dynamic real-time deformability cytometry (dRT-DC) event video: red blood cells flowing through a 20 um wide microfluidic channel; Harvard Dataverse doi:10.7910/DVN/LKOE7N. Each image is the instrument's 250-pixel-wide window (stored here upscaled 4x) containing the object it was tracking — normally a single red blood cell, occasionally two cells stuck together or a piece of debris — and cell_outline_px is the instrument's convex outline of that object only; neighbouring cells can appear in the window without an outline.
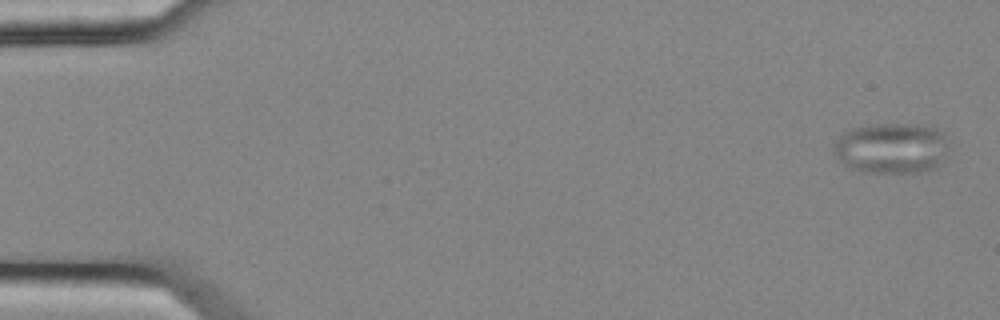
{"species": "common noctule bat (a hibernating species)", "species_latin": "Nyctalus noctula", "temperature_condition": "cold", "stored_images_in_passage": 5, "camera_frame_rate_fps": 3000, "um_per_image_px": 0.085, "animal": {"sex": "female", "body_mass_g": 25.1}, "frame": {"image": 1, "passage_image": 1, "time_ms": 0.0, "image_size_px": [1000, 320], "cell_outline_px": [[948, 148], [936, 168], [920, 172], [864, 172], [852, 168], [844, 164], [832, 152], [832, 144], [844, 132], [852, 128], [872, 124], [932, 124], [944, 132]], "centroid_in_image_um": [75.79, 12.56], "position_along_channel_um": 9.2, "area_um2": 34.39}}